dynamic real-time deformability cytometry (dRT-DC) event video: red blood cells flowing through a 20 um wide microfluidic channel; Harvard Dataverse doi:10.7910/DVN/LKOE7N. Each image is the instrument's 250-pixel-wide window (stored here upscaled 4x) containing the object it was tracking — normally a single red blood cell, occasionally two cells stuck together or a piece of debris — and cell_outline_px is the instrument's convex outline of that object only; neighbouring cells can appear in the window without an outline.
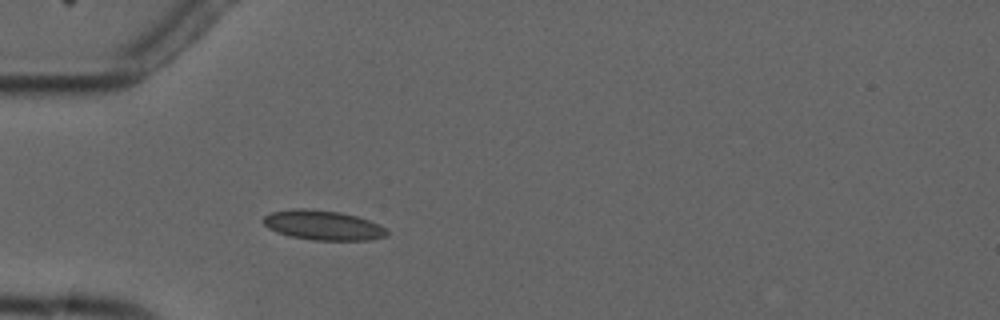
{"species": "common noctule bat (a hibernating species)", "species_latin": "Nyctalus noctula", "temperature_condition": "cold", "stored_images_in_passage": 2, "camera_frame_rate_fps": 3000, "um_per_image_px": 0.085, "animal": {"sex": "male", "forearm_length_mm": 52.5}, "frame": {"image": 1, "passage_image": 2, "time_ms": 1.667, "image_size_px": [1000, 320], "cell_outline_px": [[388, 232], [384, 236], [372, 240], [312, 240], [292, 236], [276, 232], [268, 228], [260, 220], [264, 216], [272, 212], [296, 208], [304, 208], [340, 212], [356, 216], [380, 224]], "centroid_in_image_um": [27.42, 19.14], "position_along_channel_um": 57.6, "area_um2": 21.33}}